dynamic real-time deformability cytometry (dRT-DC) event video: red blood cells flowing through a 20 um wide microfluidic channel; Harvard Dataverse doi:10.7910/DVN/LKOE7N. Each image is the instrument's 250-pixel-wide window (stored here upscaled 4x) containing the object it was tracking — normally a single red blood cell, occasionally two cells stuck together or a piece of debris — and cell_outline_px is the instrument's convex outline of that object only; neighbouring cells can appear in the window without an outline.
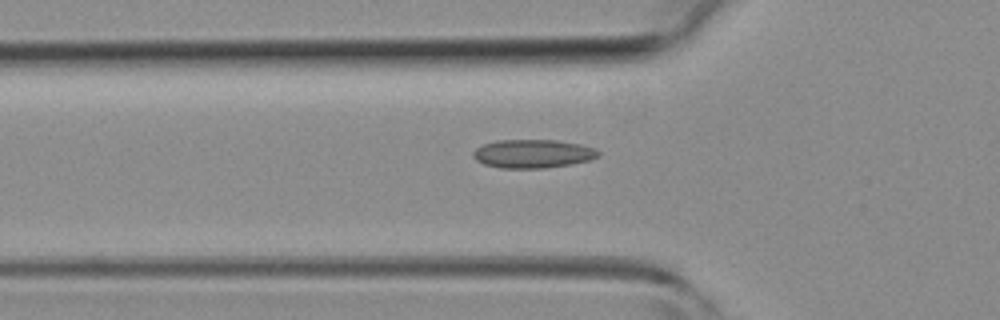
{"species": "common noctule bat (a hibernating species)", "species_latin": "Nyctalus noctula", "temperature_condition": "room temperature", "stored_images_in_passage": 32, "camera_frame_rate_fps": 3000, "um_per_image_px": 0.085, "animal": {"sex": "female", "body_mass_g": 19.3, "forearm_length_mm": 54.1}, "frame": {"image": 1, "passage_image": 3, "time_ms": 0.667, "image_size_px": [1000, 320], "cell_outline_px": [[600, 152], [596, 156], [588, 160], [572, 164], [544, 168], [500, 168], [484, 164], [476, 160], [472, 156], [472, 152], [476, 148], [484, 144], [500, 140], [556, 140], [580, 144], [592, 148]], "centroid_in_image_um": [45.24, 13.07], "position_along_channel_um": 80.6, "area_um2": 20.63}}
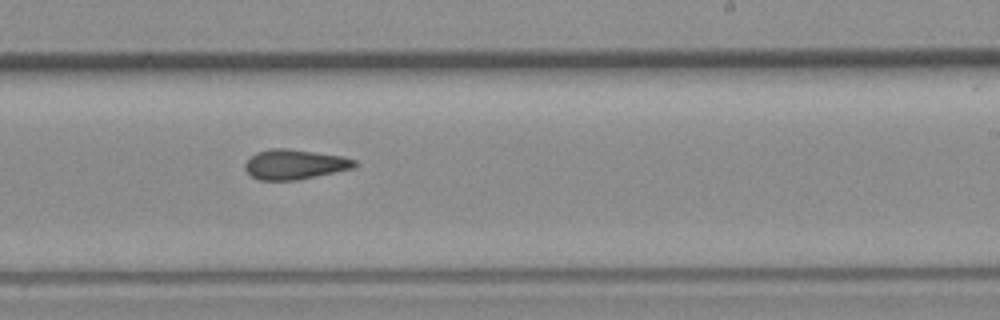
{"frame": {"image": 2, "passage_image": 15, "time_ms": 4.667, "image_size_px": [1000, 320], "cell_outline_px": [[356, 164], [352, 168], [296, 180], [260, 180], [252, 176], [244, 168], [244, 164], [256, 152], [272, 148], [288, 148], [340, 156], [356, 160]], "centroid_in_image_um": [25.0, 13.96], "position_along_channel_um": 264.0, "area_um2": 18.73}}
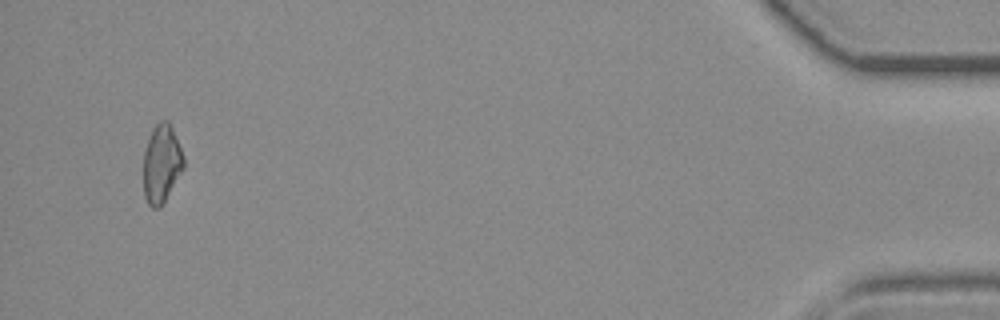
{"frame": {"image": 3, "passage_image": 31, "time_ms": 10.0, "image_size_px": [1000, 320], "cell_outline_px": [[184, 168], [160, 208], [152, 208], [148, 204], [144, 196], [144, 152], [152, 128], [160, 120], [168, 120], [172, 128], [184, 156]], "centroid_in_image_um": [13.73, 13.91], "position_along_channel_um": 421.5, "area_um2": 18.26}}